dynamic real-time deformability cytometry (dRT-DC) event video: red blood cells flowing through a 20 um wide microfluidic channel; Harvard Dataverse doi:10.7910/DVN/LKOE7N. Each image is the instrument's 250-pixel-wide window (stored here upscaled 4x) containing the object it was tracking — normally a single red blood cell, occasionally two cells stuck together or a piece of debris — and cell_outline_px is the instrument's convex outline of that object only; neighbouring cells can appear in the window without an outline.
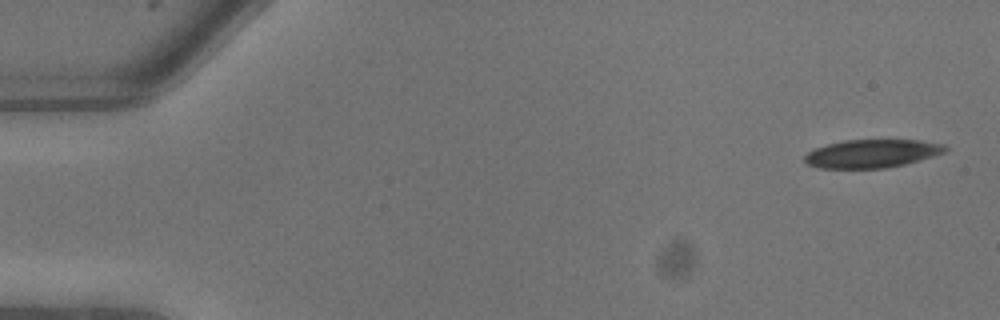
{"species": "common noctule bat (a hibernating species)", "species_latin": "Nyctalus noctula", "temperature_condition": "warm", "stored_images_in_passage": 7, "camera_frame_rate_fps": 3000, "um_per_image_px": 0.085, "animal": {"sex": "male", "body_mass_g": 13.3}, "frame": {"image": 1, "passage_image": 1, "time_ms": 0.0, "image_size_px": [1000, 320], "cell_outline_px": [[948, 148], [944, 152], [932, 156], [904, 164], [884, 168], [820, 168], [808, 164], [804, 160], [804, 156], [808, 152], [816, 148], [828, 144], [844, 140], [920, 140], [944, 144]], "centroid_in_image_um": [74.1, 13.05], "position_along_channel_um": 10.9, "area_um2": 22.89}}
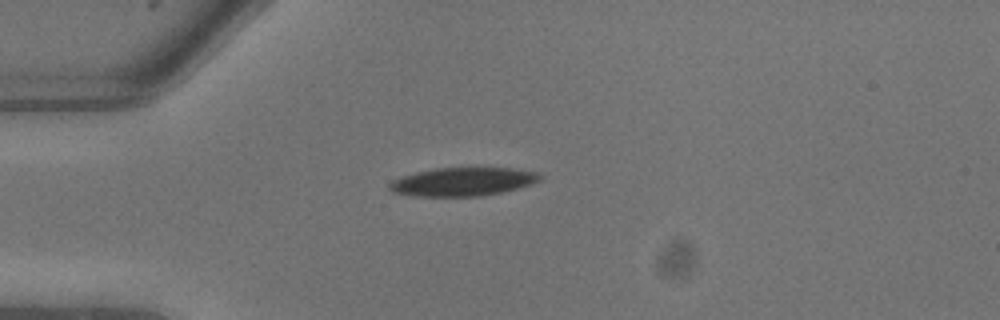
{"frame": {"image": 2, "passage_image": 6, "time_ms": 1.667, "image_size_px": [1000, 320], "cell_outline_px": [[544, 176], [540, 180], [516, 188], [500, 192], [480, 196], [416, 196], [396, 192], [388, 188], [388, 184], [392, 180], [416, 172], [436, 168], [512, 168], [536, 172]], "centroid_in_image_um": [39.33, 15.44], "position_along_channel_um": 45.7, "area_um2": 24.57}}